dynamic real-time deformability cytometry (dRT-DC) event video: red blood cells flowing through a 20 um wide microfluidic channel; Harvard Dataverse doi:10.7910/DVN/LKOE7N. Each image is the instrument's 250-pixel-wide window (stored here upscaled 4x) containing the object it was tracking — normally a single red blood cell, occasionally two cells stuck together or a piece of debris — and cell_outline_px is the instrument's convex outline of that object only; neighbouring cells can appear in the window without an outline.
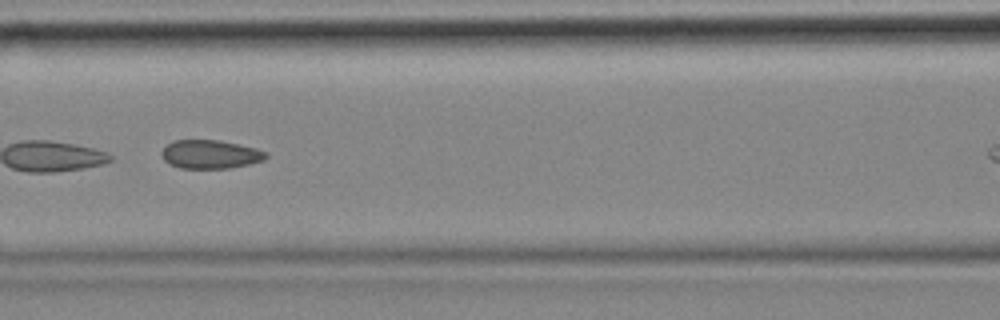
{"species": "common noctule bat (a hibernating species)", "species_latin": "Nyctalus noctula", "temperature_condition": "cold", "stored_images_in_passage": 7, "camera_frame_rate_fps": 3000, "um_per_image_px": 0.085, "animal": {"sex": "female", "body_mass_g": 18.4}, "frame": {"image": 1, "passage_image": 3, "time_ms": 0.667, "image_size_px": [1000, 320], "cell_outline_px": [[268, 156], [264, 160], [248, 164], [228, 168], [180, 168], [164, 160], [160, 152], [168, 144], [176, 140], [220, 140], [256, 148], [268, 152]], "centroid_in_image_um": [17.9, 13.11], "position_along_channel_um": 148.7, "area_um2": 17.28}}